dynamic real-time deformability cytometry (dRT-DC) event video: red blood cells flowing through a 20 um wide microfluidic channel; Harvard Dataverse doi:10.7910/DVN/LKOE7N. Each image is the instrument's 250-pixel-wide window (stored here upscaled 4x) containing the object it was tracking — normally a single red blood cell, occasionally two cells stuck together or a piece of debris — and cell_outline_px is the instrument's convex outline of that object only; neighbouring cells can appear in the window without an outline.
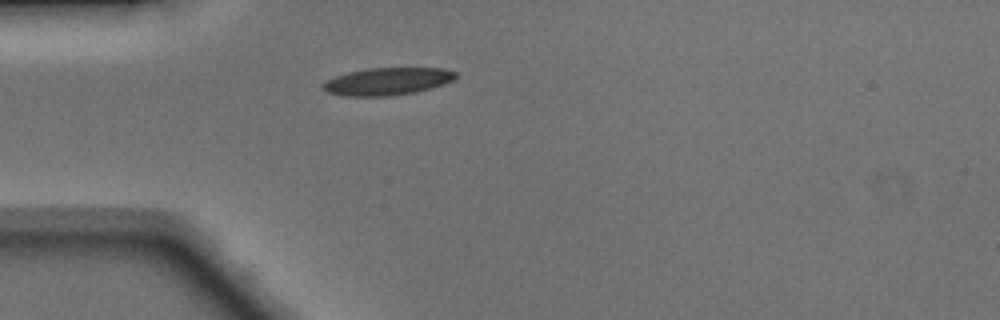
{"species": "Egyptian fruit bat (a non-hibernating species)", "species_latin": "Rousettus aegyptiacus", "temperature_condition": "warm", "stored_images_in_passage": 36, "camera_frame_rate_fps": 3000, "um_per_image_px": 0.085, "animal": {"sex": "male"}, "frame": {"image": 1, "passage_image": 1, "time_ms": 0.0, "image_size_px": [1000, 320], "cell_outline_px": [[456, 76], [452, 80], [444, 84], [432, 88], [416, 92], [388, 96], [344, 96], [324, 92], [320, 88], [320, 84], [336, 76], [348, 72], [368, 68], [444, 68], [456, 72]], "centroid_in_image_um": [32.88, 6.92], "position_along_channel_um": 52.1, "area_um2": 21.39}}
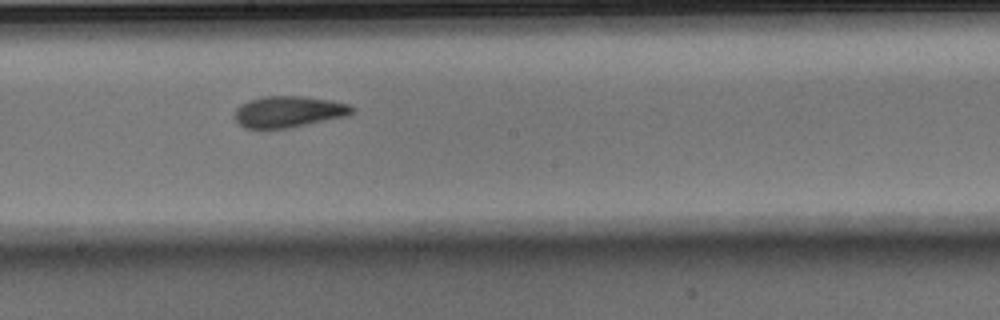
{"frame": {"image": 2, "passage_image": 14, "time_ms": 4.333, "image_size_px": [1000, 320], "cell_outline_px": [[352, 112], [348, 116], [288, 128], [244, 128], [236, 120], [236, 108], [240, 104], [248, 100], [264, 96], [304, 96], [332, 100], [348, 104], [352, 108]], "centroid_in_image_um": [24.53, 9.48], "position_along_channel_um": 223.7, "area_um2": 21.33}}
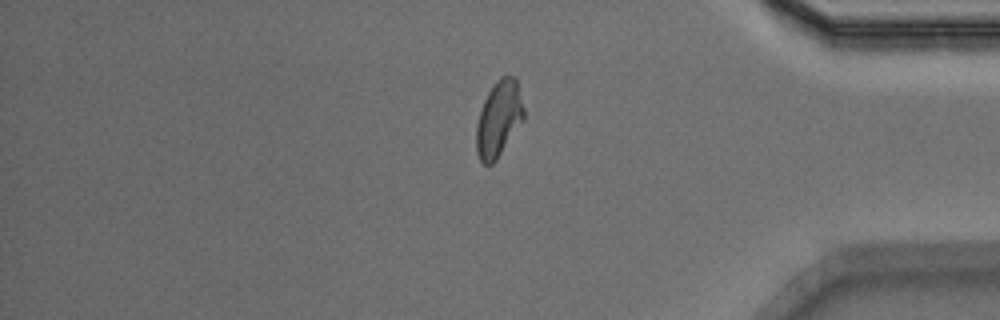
{"frame": {"image": 3, "passage_image": 28, "time_ms": 9.0, "image_size_px": [1000, 320], "cell_outline_px": [[524, 120], [496, 160], [492, 164], [484, 164], [480, 160], [476, 152], [476, 124], [484, 100], [488, 92], [496, 80], [500, 76], [516, 76], [524, 108]], "centroid_in_image_um": [42.4, 10.09], "position_along_channel_um": 392.8, "area_um2": 21.1}, "authors_computed_cell_mechanics": {"area_um2": 21.3282, "velocity_mm_per_s": 4.1516, "shape_relaxation_time_tau1_ms": 5.4121, "shape_relaxation_time_tau2_ms": 1.9537, "deformation_change_tau1": 0.1606, "deformation_change_tau2": 0.0787}}